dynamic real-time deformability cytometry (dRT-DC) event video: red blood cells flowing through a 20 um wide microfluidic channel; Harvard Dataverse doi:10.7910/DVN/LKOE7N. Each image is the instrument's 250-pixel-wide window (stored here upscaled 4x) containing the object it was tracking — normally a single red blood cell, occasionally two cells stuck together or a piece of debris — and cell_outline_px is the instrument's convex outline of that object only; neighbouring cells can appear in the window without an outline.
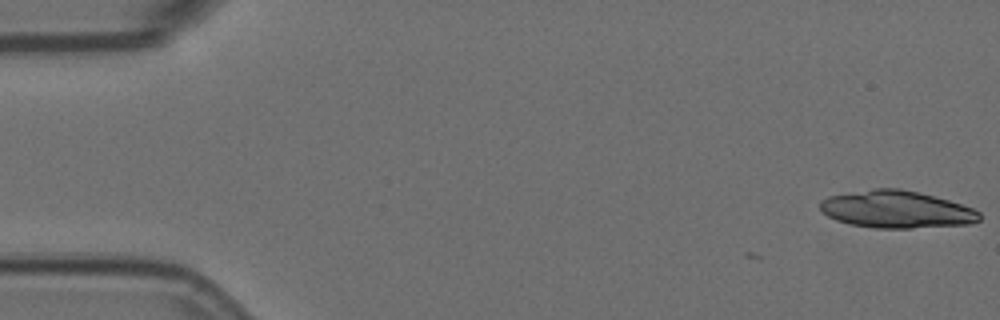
{"species": "Egyptian fruit bat (a non-hibernating species)", "species_latin": "Rousettus aegyptiacus", "temperature_condition": "room temperature", "stored_images_in_passage": 2, "camera_frame_rate_fps": 3000, "um_per_image_px": 0.085, "animal": {"sex": "female"}, "frame": {"image": 1, "passage_image": 2, "time_ms": 0.333, "image_size_px": [1000, 320], "cell_outline_px": [[980, 220], [968, 224], [912, 228], [876, 228], [852, 224], [836, 220], [820, 212], [820, 200], [828, 196], [872, 188], [900, 188], [948, 200], [972, 208], [980, 212]], "centroid_in_image_um": [76.16, 17.8], "position_along_channel_um": 8.8, "area_um2": 34.51}}